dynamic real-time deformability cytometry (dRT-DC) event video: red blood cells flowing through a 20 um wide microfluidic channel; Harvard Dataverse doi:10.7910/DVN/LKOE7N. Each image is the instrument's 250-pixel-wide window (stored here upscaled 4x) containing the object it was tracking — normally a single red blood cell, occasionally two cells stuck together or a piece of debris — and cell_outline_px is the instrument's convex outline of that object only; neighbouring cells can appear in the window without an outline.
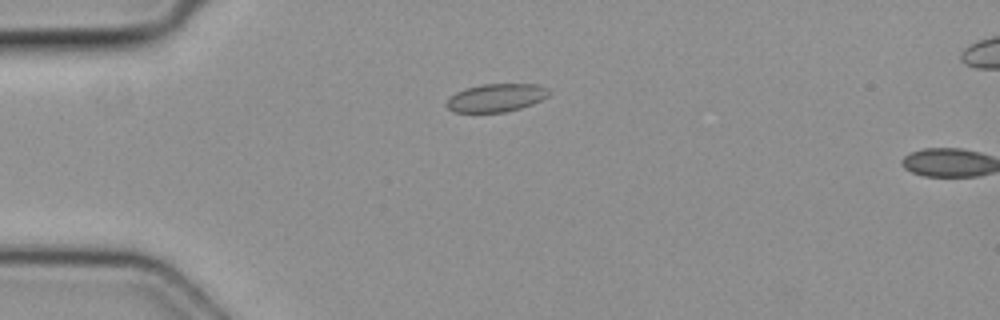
{"species": "common noctule bat (a hibernating species)", "species_latin": "Nyctalus noctula", "temperature_condition": "cold", "stored_images_in_passage": 2, "camera_frame_rate_fps": 3000, "um_per_image_px": 0.085, "animal": {"sex": "female", "body_mass_g": 19.3, "forearm_length_mm": 54.1}, "frame": {"image": 1, "passage_image": 1, "time_ms": 0.0, "image_size_px": [1000, 320], "cell_outline_px": [[552, 92], [548, 96], [532, 104], [520, 108], [504, 112], [456, 112], [448, 108], [444, 104], [456, 92], [464, 88], [480, 84], [540, 84], [548, 88]], "centroid_in_image_um": [42.2, 8.29], "position_along_channel_um": 42.8, "area_um2": 16.82}}